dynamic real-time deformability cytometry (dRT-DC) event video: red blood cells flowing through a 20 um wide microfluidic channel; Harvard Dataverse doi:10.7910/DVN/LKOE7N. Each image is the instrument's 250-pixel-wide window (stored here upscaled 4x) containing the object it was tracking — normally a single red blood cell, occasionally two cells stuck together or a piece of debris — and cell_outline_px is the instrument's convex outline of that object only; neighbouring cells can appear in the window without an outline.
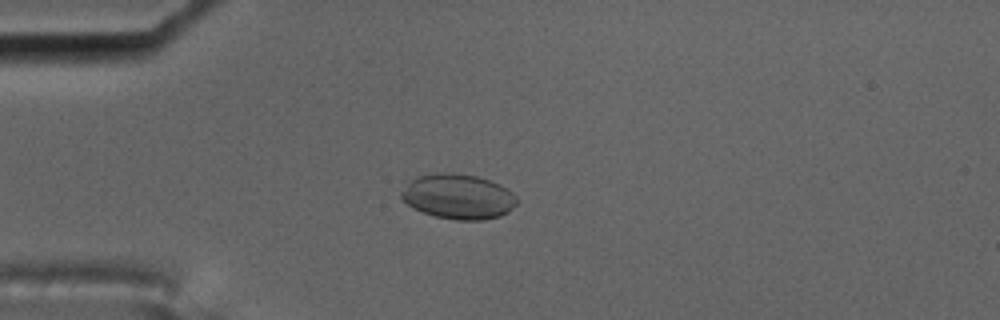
{"species": "common noctule bat (a hibernating species)", "species_latin": "Nyctalus noctula", "temperature_condition": "cold", "stored_images_in_passage": 58, "camera_frame_rate_fps": 3000, "um_per_image_px": 0.085, "animal": {"sex": "male", "body_mass_g": 17.5, "forearm_length_mm": 52.3}, "frame": {"image": 1, "passage_image": 16, "time_ms": 5.0, "image_size_px": [1000, 320], "cell_outline_px": [[516, 204], [508, 212], [500, 216], [484, 220], [456, 220], [436, 216], [412, 208], [400, 196], [400, 192], [416, 176], [436, 172], [452, 172], [476, 176], [500, 184], [508, 188], [516, 196]], "centroid_in_image_um": [38.95, 16.7], "position_along_channel_um": 46.0, "area_um2": 30.35}}
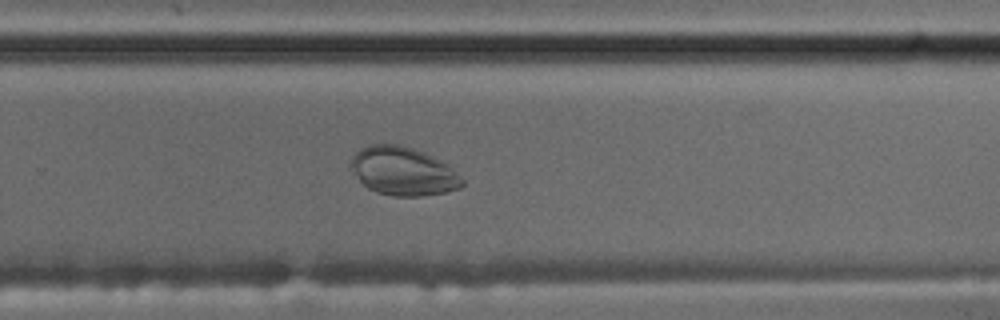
{"frame": {"image": 2, "passage_image": 39, "time_ms": 12.667, "image_size_px": [1000, 320], "cell_outline_px": [[464, 184], [460, 188], [448, 192], [420, 196], [392, 196], [376, 192], [368, 188], [360, 180], [348, 164], [352, 156], [360, 148], [368, 144], [400, 144], [424, 152], [440, 160], [452, 168], [464, 180]], "centroid_in_image_um": [34.26, 14.55], "position_along_channel_um": 295.5, "area_um2": 31.56}}
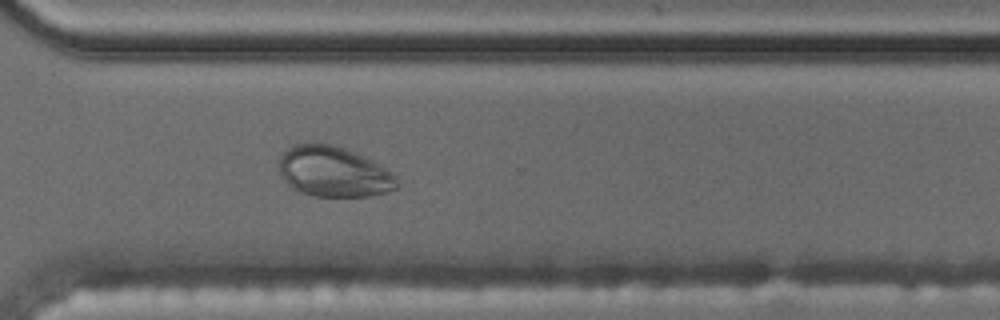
{"frame": {"image": 3, "passage_image": 43, "time_ms": 14.0, "image_size_px": [1000, 320], "cell_outline_px": [[400, 184], [396, 188], [388, 192], [368, 196], [312, 196], [292, 188], [280, 176], [280, 156], [292, 144], [332, 144], [356, 152], [384, 168], [396, 176]], "centroid_in_image_um": [28.36, 14.61], "position_along_channel_um": 342.2, "area_um2": 34.45}, "authors_computed_cell_mechanics": {"area_um2": 29.3046, "velocity_mm_per_s": 3.4971, "shape_relaxation_time_tau1_ms": 4.2726, "shape_relaxation_time_tau2_ms": null, "deformation_change_tau1": 0.0924, "deformation_change_tau2": null}}